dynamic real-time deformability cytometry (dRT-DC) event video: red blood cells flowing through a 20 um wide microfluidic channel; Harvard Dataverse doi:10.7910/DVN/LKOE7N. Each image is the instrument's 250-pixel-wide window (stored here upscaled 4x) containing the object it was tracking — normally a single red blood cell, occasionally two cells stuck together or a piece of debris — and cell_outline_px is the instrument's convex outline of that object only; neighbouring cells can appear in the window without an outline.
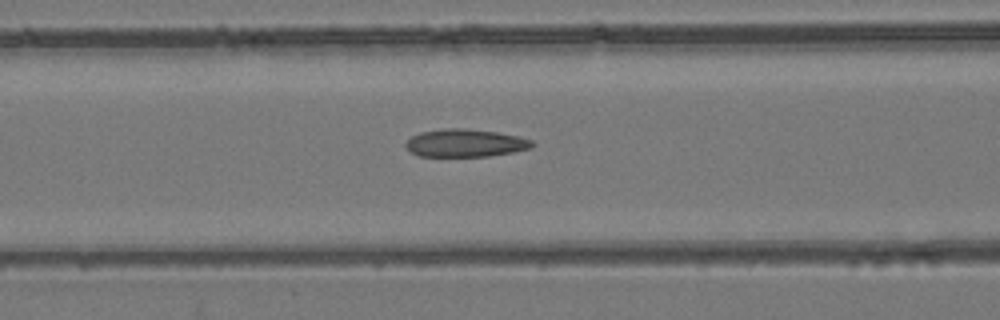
{"species": "common noctule bat (a hibernating species)", "species_latin": "Nyctalus noctula", "temperature_condition": "room temperature", "stored_images_in_passage": 53, "camera_frame_rate_fps": 3000, "um_per_image_px": 0.085, "animal": {"sex": "female", "body_mass_g": 24.6, "forearm_length_mm": 56.2}, "frame": {"image": 1, "passage_image": 22, "time_ms": 7.0, "image_size_px": [1000, 320], "cell_outline_px": [[536, 144], [532, 148], [512, 152], [488, 156], [420, 156], [412, 152], [404, 144], [412, 136], [420, 132], [444, 128], [464, 128], [496, 132], [516, 136], [532, 140]], "centroid_in_image_um": [39.56, 12.15], "position_along_channel_um": 127.0, "area_um2": 20.35}}
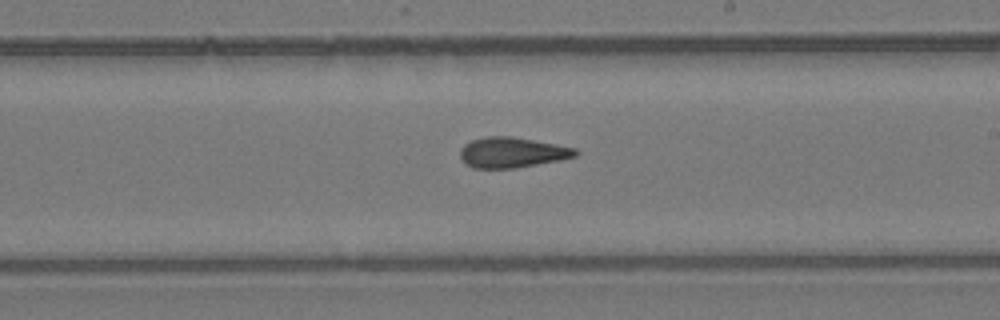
{"frame": {"image": 2, "passage_image": 31, "time_ms": 10.0, "image_size_px": [1000, 320], "cell_outline_px": [[580, 152], [576, 156], [560, 160], [516, 168], [472, 168], [464, 164], [460, 156], [460, 148], [464, 144], [472, 140], [488, 136], [512, 136], [576, 148]], "centroid_in_image_um": [43.51, 12.96], "position_along_channel_um": 245.5, "area_um2": 20.52}}
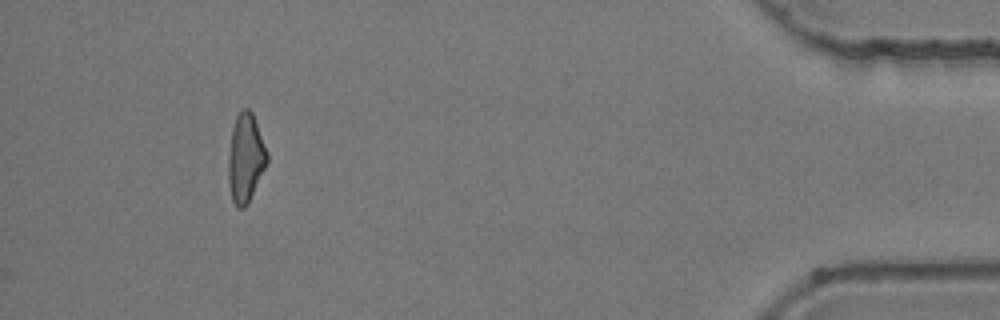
{"frame": {"image": 3, "passage_image": 49, "time_ms": 16.0, "image_size_px": [1000, 320], "cell_outline_px": [[268, 160], [244, 208], [236, 208], [232, 200], [228, 184], [228, 156], [232, 128], [236, 116], [240, 108], [248, 108], [252, 112], [268, 152]], "centroid_in_image_um": [20.85, 13.38], "position_along_channel_um": 414.4, "area_um2": 19.83}, "authors_computed_cell_mechanics": {"area_um2": 20.6346, "velocity_mm_per_s": 3.9518, "shape_relaxation_time_tau1_ms": null, "shape_relaxation_time_tau2_ms": 3.4356, "deformation_change_tau1": null, "deformation_change_tau2": 0.1116}}